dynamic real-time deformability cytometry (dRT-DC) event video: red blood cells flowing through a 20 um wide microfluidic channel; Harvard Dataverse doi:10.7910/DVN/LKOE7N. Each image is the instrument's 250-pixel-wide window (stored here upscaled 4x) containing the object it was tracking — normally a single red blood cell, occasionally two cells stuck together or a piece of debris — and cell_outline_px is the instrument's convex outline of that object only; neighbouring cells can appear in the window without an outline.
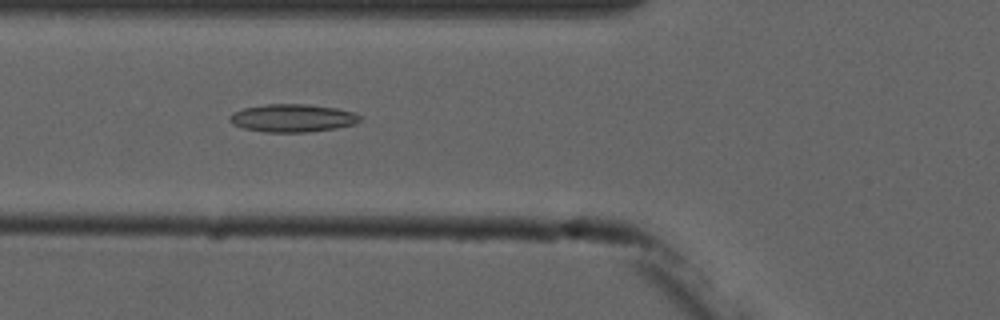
{"species": "common noctule bat (a hibernating species)", "species_latin": "Nyctalus noctula", "temperature_condition": "cold", "stored_images_in_passage": 6, "camera_frame_rate_fps": 3000, "um_per_image_px": 0.085, "animal": {"sex": "male", "forearm_length_mm": 52.5}, "frame": {"image": 1, "passage_image": 3, "time_ms": 2.333, "image_size_px": [1000, 320], "cell_outline_px": [[360, 120], [356, 124], [336, 128], [308, 132], [264, 132], [244, 128], [232, 124], [228, 120], [228, 116], [232, 112], [244, 108], [268, 104], [308, 104], [336, 108], [352, 112], [360, 116]], "centroid_in_image_um": [24.83, 10.04], "position_along_channel_um": 101.0, "area_um2": 21.21}}
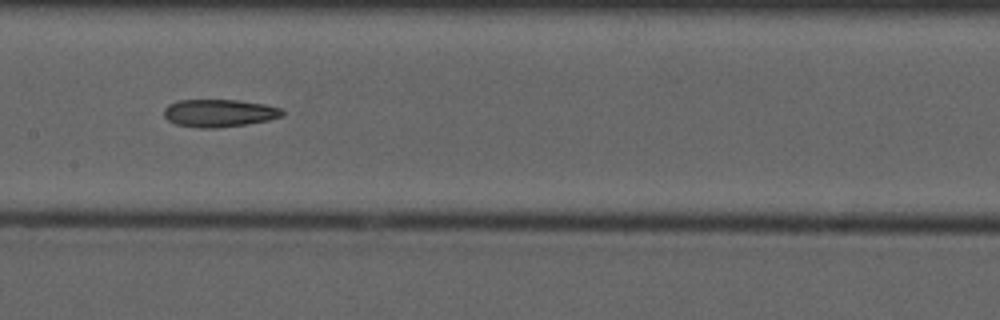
{"frame": {"image": 2, "passage_image": 5, "time_ms": 4.667, "image_size_px": [1000, 320], "cell_outline_px": [[284, 116], [268, 120], [244, 124], [216, 128], [200, 128], [176, 124], [168, 120], [164, 116], [164, 108], [168, 104], [176, 100], [240, 100], [264, 104], [280, 108], [284, 112]], "centroid_in_image_um": [18.61, 9.6], "position_along_channel_um": 188.8, "area_um2": 19.07}}
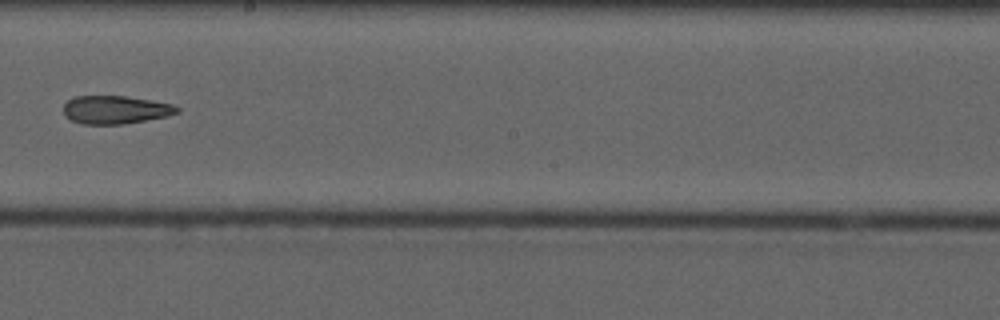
{"frame": {"image": 3, "passage_image": 6, "time_ms": 6.0, "image_size_px": [1000, 320], "cell_outline_px": [[180, 112], [168, 116], [120, 124], [84, 124], [72, 120], [64, 112], [64, 104], [68, 100], [76, 96], [124, 96], [172, 104], [180, 108]], "centroid_in_image_um": [9.83, 9.32], "position_along_channel_um": 238.4, "area_um2": 18.32}}